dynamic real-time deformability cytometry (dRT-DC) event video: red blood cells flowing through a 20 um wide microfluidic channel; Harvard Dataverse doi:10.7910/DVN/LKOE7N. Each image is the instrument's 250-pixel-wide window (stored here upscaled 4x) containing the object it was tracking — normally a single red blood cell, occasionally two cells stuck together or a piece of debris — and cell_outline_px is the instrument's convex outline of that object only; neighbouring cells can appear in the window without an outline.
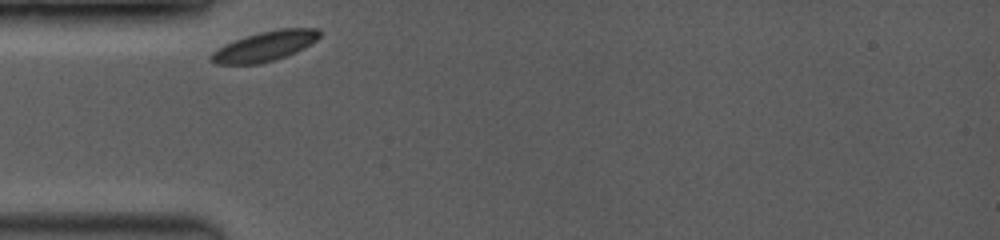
{"species": "common noctule bat (a hibernating species)", "species_latin": "Nyctalus noctula", "temperature_condition": "room temperature", "stored_images_in_passage": 62, "camera_frame_rate_fps": 3500, "um_per_image_px": 0.085, "animal": {"sex": "female", "body_mass_g": 19.0, "forearm_length_mm": 53.3}, "frame": {"image": 1, "passage_image": 1, "time_ms": 0.0, "image_size_px": [1000, 240], "cell_outline_px": [[320, 36], [316, 40], [296, 52], [260, 64], [216, 64], [208, 56], [212, 52], [224, 44], [260, 32], [280, 28], [320, 28]], "centroid_in_image_um": [22.51, 3.92], "position_along_channel_um": 62.5, "area_um2": 18.61}}
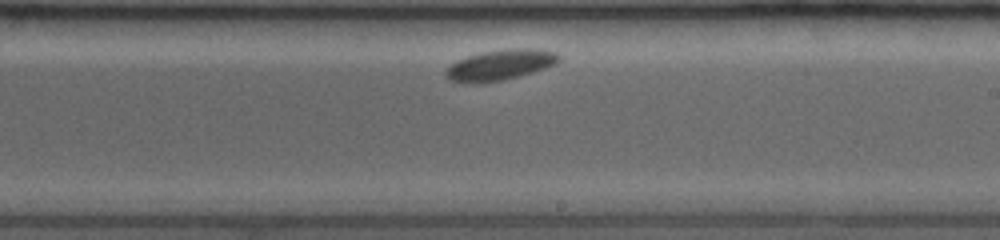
{"frame": {"image": 2, "passage_image": 36, "time_ms": 5.143, "image_size_px": [1000, 240], "cell_outline_px": [[560, 60], [556, 64], [532, 72], [504, 80], [480, 84], [472, 84], [448, 80], [444, 76], [444, 68], [456, 60], [480, 52], [508, 48], [532, 48], [556, 52], [560, 56]], "centroid_in_image_um": [42.44, 5.53], "position_along_channel_um": 246.6, "area_um2": 20.58}}
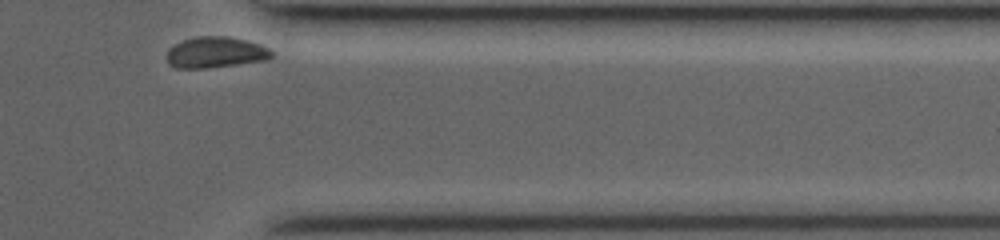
{"frame": {"image": 3, "passage_image": 61, "time_ms": 9.143, "image_size_px": [1000, 240], "cell_outline_px": [[272, 56], [268, 60], [204, 68], [176, 68], [168, 64], [168, 48], [184, 40], [196, 36], [228, 36], [248, 40], [260, 44], [268, 48], [272, 52]], "centroid_in_image_um": [18.34, 4.44], "position_along_channel_um": 393.1, "area_um2": 18.9}, "authors_computed_cell_mechanics": {"area_um2": 19.4786, "velocity_mm_per_s": 3.6153, "shape_relaxation_time_tau1_ms": 2.3366, "shape_relaxation_time_tau2_ms": null, "deformation_change_tau1": 0.0866, "deformation_change_tau2": null}}